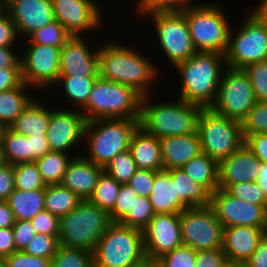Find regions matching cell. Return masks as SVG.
I'll return each instance as SVG.
<instances>
[{
  "label": "cell",
  "instance_id": "cell-1",
  "mask_svg": "<svg viewBox=\"0 0 267 267\" xmlns=\"http://www.w3.org/2000/svg\"><path fill=\"white\" fill-rule=\"evenodd\" d=\"M112 37L114 39L109 36L110 39L107 38L106 40L105 38L103 43L101 42L99 48V76L115 83L130 86L142 96L156 94L155 90L157 89L154 88H158V86L164 89L162 85L156 84H161L158 80L160 81L162 78V81L167 72L164 70L162 74L159 71L155 63V57L152 60L153 53L151 50L145 49L146 45L145 47L140 45L143 47L139 48L140 46L133 40H131L132 44L127 43V45L125 40L119 42L120 38L117 40L115 35ZM149 52L152 54L150 55Z\"/></svg>",
  "mask_w": 267,
  "mask_h": 267
},
{
  "label": "cell",
  "instance_id": "cell-2",
  "mask_svg": "<svg viewBox=\"0 0 267 267\" xmlns=\"http://www.w3.org/2000/svg\"><path fill=\"white\" fill-rule=\"evenodd\" d=\"M226 67L224 55L196 52L188 60L177 64L164 78L168 83L166 78L175 74V77H170H173V81L169 80L170 83H175L174 78L178 75L176 79H180L175 86L179 88L174 92L178 94L174 96L188 103L210 108L216 100L221 76Z\"/></svg>",
  "mask_w": 267,
  "mask_h": 267
},
{
  "label": "cell",
  "instance_id": "cell-3",
  "mask_svg": "<svg viewBox=\"0 0 267 267\" xmlns=\"http://www.w3.org/2000/svg\"><path fill=\"white\" fill-rule=\"evenodd\" d=\"M158 93L161 92L142 97L139 126L159 139L197 133V122L203 107L177 97L171 100L160 97V100Z\"/></svg>",
  "mask_w": 267,
  "mask_h": 267
},
{
  "label": "cell",
  "instance_id": "cell-4",
  "mask_svg": "<svg viewBox=\"0 0 267 267\" xmlns=\"http://www.w3.org/2000/svg\"><path fill=\"white\" fill-rule=\"evenodd\" d=\"M201 1L182 11L193 46L197 52L225 55L235 18L229 15L230 12L226 13L227 6L224 3L217 0Z\"/></svg>",
  "mask_w": 267,
  "mask_h": 267
},
{
  "label": "cell",
  "instance_id": "cell-5",
  "mask_svg": "<svg viewBox=\"0 0 267 267\" xmlns=\"http://www.w3.org/2000/svg\"><path fill=\"white\" fill-rule=\"evenodd\" d=\"M142 20L141 22L145 21L147 23L148 21L149 25L151 24L152 26L147 28L150 29L147 36L150 34L151 40L155 38V41L152 40L153 43L151 45L153 44L152 47L159 48L156 54H153L155 57L158 56L156 61L159 59V53L161 52L162 57L159 60L162 59L163 62H156L161 73H163L164 68H170L169 70H171L197 52L193 46L188 24L182 12L155 13L144 17ZM151 35L154 36L151 37ZM164 62L166 66H163Z\"/></svg>",
  "mask_w": 267,
  "mask_h": 267
},
{
  "label": "cell",
  "instance_id": "cell-6",
  "mask_svg": "<svg viewBox=\"0 0 267 267\" xmlns=\"http://www.w3.org/2000/svg\"><path fill=\"white\" fill-rule=\"evenodd\" d=\"M139 119H94L86 122L83 150L87 160L105 167L118 154L129 150ZM85 150V151H84Z\"/></svg>",
  "mask_w": 267,
  "mask_h": 267
},
{
  "label": "cell",
  "instance_id": "cell-7",
  "mask_svg": "<svg viewBox=\"0 0 267 267\" xmlns=\"http://www.w3.org/2000/svg\"><path fill=\"white\" fill-rule=\"evenodd\" d=\"M95 267H138L147 262L143 230L112 222L92 252Z\"/></svg>",
  "mask_w": 267,
  "mask_h": 267
},
{
  "label": "cell",
  "instance_id": "cell-8",
  "mask_svg": "<svg viewBox=\"0 0 267 267\" xmlns=\"http://www.w3.org/2000/svg\"><path fill=\"white\" fill-rule=\"evenodd\" d=\"M142 95L134 88L97 77L87 104L80 110L86 121L139 119Z\"/></svg>",
  "mask_w": 267,
  "mask_h": 267
},
{
  "label": "cell",
  "instance_id": "cell-9",
  "mask_svg": "<svg viewBox=\"0 0 267 267\" xmlns=\"http://www.w3.org/2000/svg\"><path fill=\"white\" fill-rule=\"evenodd\" d=\"M111 223L107 211L82 200L76 208L59 218V245L93 252Z\"/></svg>",
  "mask_w": 267,
  "mask_h": 267
},
{
  "label": "cell",
  "instance_id": "cell-10",
  "mask_svg": "<svg viewBox=\"0 0 267 267\" xmlns=\"http://www.w3.org/2000/svg\"><path fill=\"white\" fill-rule=\"evenodd\" d=\"M201 150L218 163L229 157L243 143L241 123L203 108L197 122Z\"/></svg>",
  "mask_w": 267,
  "mask_h": 267
},
{
  "label": "cell",
  "instance_id": "cell-11",
  "mask_svg": "<svg viewBox=\"0 0 267 267\" xmlns=\"http://www.w3.org/2000/svg\"><path fill=\"white\" fill-rule=\"evenodd\" d=\"M247 12L236 28L232 25L224 55L227 67L244 69L250 64L267 59V30Z\"/></svg>",
  "mask_w": 267,
  "mask_h": 267
},
{
  "label": "cell",
  "instance_id": "cell-12",
  "mask_svg": "<svg viewBox=\"0 0 267 267\" xmlns=\"http://www.w3.org/2000/svg\"><path fill=\"white\" fill-rule=\"evenodd\" d=\"M253 88L244 69L226 67L216 100L210 109L218 115L242 122L256 103Z\"/></svg>",
  "mask_w": 267,
  "mask_h": 267
},
{
  "label": "cell",
  "instance_id": "cell-13",
  "mask_svg": "<svg viewBox=\"0 0 267 267\" xmlns=\"http://www.w3.org/2000/svg\"><path fill=\"white\" fill-rule=\"evenodd\" d=\"M60 51L59 47L20 43L23 82L46 94L59 78Z\"/></svg>",
  "mask_w": 267,
  "mask_h": 267
},
{
  "label": "cell",
  "instance_id": "cell-14",
  "mask_svg": "<svg viewBox=\"0 0 267 267\" xmlns=\"http://www.w3.org/2000/svg\"><path fill=\"white\" fill-rule=\"evenodd\" d=\"M100 1L52 0L55 20H58L71 36H95L104 33L107 22L104 19L109 17H105L106 10L100 3L108 2Z\"/></svg>",
  "mask_w": 267,
  "mask_h": 267
},
{
  "label": "cell",
  "instance_id": "cell-15",
  "mask_svg": "<svg viewBox=\"0 0 267 267\" xmlns=\"http://www.w3.org/2000/svg\"><path fill=\"white\" fill-rule=\"evenodd\" d=\"M182 245L195 251L221 249L224 227L212 207H190L180 213Z\"/></svg>",
  "mask_w": 267,
  "mask_h": 267
},
{
  "label": "cell",
  "instance_id": "cell-16",
  "mask_svg": "<svg viewBox=\"0 0 267 267\" xmlns=\"http://www.w3.org/2000/svg\"><path fill=\"white\" fill-rule=\"evenodd\" d=\"M84 114L78 109H66L56 106L51 118L46 138L51 151L65 152L74 156L81 155L86 125ZM81 146V147H80Z\"/></svg>",
  "mask_w": 267,
  "mask_h": 267
},
{
  "label": "cell",
  "instance_id": "cell-17",
  "mask_svg": "<svg viewBox=\"0 0 267 267\" xmlns=\"http://www.w3.org/2000/svg\"><path fill=\"white\" fill-rule=\"evenodd\" d=\"M106 32L108 34L104 37L100 36L104 33L96 35L97 38L99 37L98 41L92 39L95 36H71L61 47L59 75L98 77L99 48L102 42L100 40L109 36V31Z\"/></svg>",
  "mask_w": 267,
  "mask_h": 267
},
{
  "label": "cell",
  "instance_id": "cell-18",
  "mask_svg": "<svg viewBox=\"0 0 267 267\" xmlns=\"http://www.w3.org/2000/svg\"><path fill=\"white\" fill-rule=\"evenodd\" d=\"M210 206L224 228L245 225L267 229V206L237 199L225 189L211 194Z\"/></svg>",
  "mask_w": 267,
  "mask_h": 267
},
{
  "label": "cell",
  "instance_id": "cell-19",
  "mask_svg": "<svg viewBox=\"0 0 267 267\" xmlns=\"http://www.w3.org/2000/svg\"><path fill=\"white\" fill-rule=\"evenodd\" d=\"M147 261L155 262L182 245L180 213L155 214L143 229Z\"/></svg>",
  "mask_w": 267,
  "mask_h": 267
},
{
  "label": "cell",
  "instance_id": "cell-20",
  "mask_svg": "<svg viewBox=\"0 0 267 267\" xmlns=\"http://www.w3.org/2000/svg\"><path fill=\"white\" fill-rule=\"evenodd\" d=\"M20 40L55 20L52 0H15L6 7Z\"/></svg>",
  "mask_w": 267,
  "mask_h": 267
},
{
  "label": "cell",
  "instance_id": "cell-21",
  "mask_svg": "<svg viewBox=\"0 0 267 267\" xmlns=\"http://www.w3.org/2000/svg\"><path fill=\"white\" fill-rule=\"evenodd\" d=\"M261 161L243 143L229 157L219 162L218 187L226 189L230 184L256 182Z\"/></svg>",
  "mask_w": 267,
  "mask_h": 267
},
{
  "label": "cell",
  "instance_id": "cell-22",
  "mask_svg": "<svg viewBox=\"0 0 267 267\" xmlns=\"http://www.w3.org/2000/svg\"><path fill=\"white\" fill-rule=\"evenodd\" d=\"M96 79L97 77L59 75L57 82L46 95L58 107L81 110L89 100Z\"/></svg>",
  "mask_w": 267,
  "mask_h": 267
},
{
  "label": "cell",
  "instance_id": "cell-23",
  "mask_svg": "<svg viewBox=\"0 0 267 267\" xmlns=\"http://www.w3.org/2000/svg\"><path fill=\"white\" fill-rule=\"evenodd\" d=\"M267 229L252 226H229L223 230L222 249L229 262L245 263L256 250Z\"/></svg>",
  "mask_w": 267,
  "mask_h": 267
},
{
  "label": "cell",
  "instance_id": "cell-24",
  "mask_svg": "<svg viewBox=\"0 0 267 267\" xmlns=\"http://www.w3.org/2000/svg\"><path fill=\"white\" fill-rule=\"evenodd\" d=\"M104 167L87 160L82 155L69 162L61 185L76 193L82 200H88L98 183Z\"/></svg>",
  "mask_w": 267,
  "mask_h": 267
},
{
  "label": "cell",
  "instance_id": "cell-25",
  "mask_svg": "<svg viewBox=\"0 0 267 267\" xmlns=\"http://www.w3.org/2000/svg\"><path fill=\"white\" fill-rule=\"evenodd\" d=\"M55 107L56 105L46 94H38L9 128L15 133L26 136L46 135L51 111Z\"/></svg>",
  "mask_w": 267,
  "mask_h": 267
},
{
  "label": "cell",
  "instance_id": "cell-26",
  "mask_svg": "<svg viewBox=\"0 0 267 267\" xmlns=\"http://www.w3.org/2000/svg\"><path fill=\"white\" fill-rule=\"evenodd\" d=\"M163 170L182 168L200 153L201 143L198 133L160 138Z\"/></svg>",
  "mask_w": 267,
  "mask_h": 267
},
{
  "label": "cell",
  "instance_id": "cell-27",
  "mask_svg": "<svg viewBox=\"0 0 267 267\" xmlns=\"http://www.w3.org/2000/svg\"><path fill=\"white\" fill-rule=\"evenodd\" d=\"M129 151L138 169L163 170L160 139L148 134L140 126L131 137Z\"/></svg>",
  "mask_w": 267,
  "mask_h": 267
},
{
  "label": "cell",
  "instance_id": "cell-28",
  "mask_svg": "<svg viewBox=\"0 0 267 267\" xmlns=\"http://www.w3.org/2000/svg\"><path fill=\"white\" fill-rule=\"evenodd\" d=\"M155 214L181 213L187 207L176 196L175 181L168 170L158 171L148 197Z\"/></svg>",
  "mask_w": 267,
  "mask_h": 267
},
{
  "label": "cell",
  "instance_id": "cell-29",
  "mask_svg": "<svg viewBox=\"0 0 267 267\" xmlns=\"http://www.w3.org/2000/svg\"><path fill=\"white\" fill-rule=\"evenodd\" d=\"M37 94L34 88L25 83L18 88L1 91L0 120L9 127Z\"/></svg>",
  "mask_w": 267,
  "mask_h": 267
},
{
  "label": "cell",
  "instance_id": "cell-30",
  "mask_svg": "<svg viewBox=\"0 0 267 267\" xmlns=\"http://www.w3.org/2000/svg\"><path fill=\"white\" fill-rule=\"evenodd\" d=\"M175 181L176 196L187 207H206L210 205L211 194L193 181L182 168L168 170Z\"/></svg>",
  "mask_w": 267,
  "mask_h": 267
},
{
  "label": "cell",
  "instance_id": "cell-31",
  "mask_svg": "<svg viewBox=\"0 0 267 267\" xmlns=\"http://www.w3.org/2000/svg\"><path fill=\"white\" fill-rule=\"evenodd\" d=\"M45 189H14L6 200L16 220H31L44 209Z\"/></svg>",
  "mask_w": 267,
  "mask_h": 267
},
{
  "label": "cell",
  "instance_id": "cell-32",
  "mask_svg": "<svg viewBox=\"0 0 267 267\" xmlns=\"http://www.w3.org/2000/svg\"><path fill=\"white\" fill-rule=\"evenodd\" d=\"M218 168L219 163L203 152L182 167L193 181L203 186L210 194L219 188Z\"/></svg>",
  "mask_w": 267,
  "mask_h": 267
},
{
  "label": "cell",
  "instance_id": "cell-33",
  "mask_svg": "<svg viewBox=\"0 0 267 267\" xmlns=\"http://www.w3.org/2000/svg\"><path fill=\"white\" fill-rule=\"evenodd\" d=\"M81 201L76 193L61 184H49L45 188L44 209L58 218L68 214Z\"/></svg>",
  "mask_w": 267,
  "mask_h": 267
},
{
  "label": "cell",
  "instance_id": "cell-34",
  "mask_svg": "<svg viewBox=\"0 0 267 267\" xmlns=\"http://www.w3.org/2000/svg\"><path fill=\"white\" fill-rule=\"evenodd\" d=\"M75 157L65 152L50 151L34 161L46 185L60 184L69 162Z\"/></svg>",
  "mask_w": 267,
  "mask_h": 267
},
{
  "label": "cell",
  "instance_id": "cell-35",
  "mask_svg": "<svg viewBox=\"0 0 267 267\" xmlns=\"http://www.w3.org/2000/svg\"><path fill=\"white\" fill-rule=\"evenodd\" d=\"M132 4L133 17L142 21L144 17L155 13L182 12L189 6L197 4L200 0H134ZM141 18V19H140Z\"/></svg>",
  "mask_w": 267,
  "mask_h": 267
},
{
  "label": "cell",
  "instance_id": "cell-36",
  "mask_svg": "<svg viewBox=\"0 0 267 267\" xmlns=\"http://www.w3.org/2000/svg\"><path fill=\"white\" fill-rule=\"evenodd\" d=\"M2 148L7 163H31V146L28 136L7 129L2 141Z\"/></svg>",
  "mask_w": 267,
  "mask_h": 267
},
{
  "label": "cell",
  "instance_id": "cell-37",
  "mask_svg": "<svg viewBox=\"0 0 267 267\" xmlns=\"http://www.w3.org/2000/svg\"><path fill=\"white\" fill-rule=\"evenodd\" d=\"M120 186L121 183L104 171L88 201L109 213L114 208Z\"/></svg>",
  "mask_w": 267,
  "mask_h": 267
},
{
  "label": "cell",
  "instance_id": "cell-38",
  "mask_svg": "<svg viewBox=\"0 0 267 267\" xmlns=\"http://www.w3.org/2000/svg\"><path fill=\"white\" fill-rule=\"evenodd\" d=\"M70 37L71 35L60 22L54 20L50 24L32 32L26 39L21 40V43H34L61 48Z\"/></svg>",
  "mask_w": 267,
  "mask_h": 267
},
{
  "label": "cell",
  "instance_id": "cell-39",
  "mask_svg": "<svg viewBox=\"0 0 267 267\" xmlns=\"http://www.w3.org/2000/svg\"><path fill=\"white\" fill-rule=\"evenodd\" d=\"M51 267H95L92 252L66 248L59 245L56 254L51 259Z\"/></svg>",
  "mask_w": 267,
  "mask_h": 267
},
{
  "label": "cell",
  "instance_id": "cell-40",
  "mask_svg": "<svg viewBox=\"0 0 267 267\" xmlns=\"http://www.w3.org/2000/svg\"><path fill=\"white\" fill-rule=\"evenodd\" d=\"M154 216L155 212L149 198L137 196L132 207L118 223L143 230Z\"/></svg>",
  "mask_w": 267,
  "mask_h": 267
},
{
  "label": "cell",
  "instance_id": "cell-41",
  "mask_svg": "<svg viewBox=\"0 0 267 267\" xmlns=\"http://www.w3.org/2000/svg\"><path fill=\"white\" fill-rule=\"evenodd\" d=\"M15 174V188L28 191L45 189L46 183L43 181L41 173L37 169L34 162L19 163L13 165Z\"/></svg>",
  "mask_w": 267,
  "mask_h": 267
},
{
  "label": "cell",
  "instance_id": "cell-42",
  "mask_svg": "<svg viewBox=\"0 0 267 267\" xmlns=\"http://www.w3.org/2000/svg\"><path fill=\"white\" fill-rule=\"evenodd\" d=\"M137 170L129 150L118 154L104 167V171L121 184L128 183Z\"/></svg>",
  "mask_w": 267,
  "mask_h": 267
},
{
  "label": "cell",
  "instance_id": "cell-43",
  "mask_svg": "<svg viewBox=\"0 0 267 267\" xmlns=\"http://www.w3.org/2000/svg\"><path fill=\"white\" fill-rule=\"evenodd\" d=\"M243 138L267 133V101H257L241 122Z\"/></svg>",
  "mask_w": 267,
  "mask_h": 267
},
{
  "label": "cell",
  "instance_id": "cell-44",
  "mask_svg": "<svg viewBox=\"0 0 267 267\" xmlns=\"http://www.w3.org/2000/svg\"><path fill=\"white\" fill-rule=\"evenodd\" d=\"M154 263L156 267H195L196 251L189 246L181 245L164 254Z\"/></svg>",
  "mask_w": 267,
  "mask_h": 267
},
{
  "label": "cell",
  "instance_id": "cell-45",
  "mask_svg": "<svg viewBox=\"0 0 267 267\" xmlns=\"http://www.w3.org/2000/svg\"><path fill=\"white\" fill-rule=\"evenodd\" d=\"M58 247V235L37 233L24 248L23 252L28 255L49 258L51 260L56 254Z\"/></svg>",
  "mask_w": 267,
  "mask_h": 267
},
{
  "label": "cell",
  "instance_id": "cell-46",
  "mask_svg": "<svg viewBox=\"0 0 267 267\" xmlns=\"http://www.w3.org/2000/svg\"><path fill=\"white\" fill-rule=\"evenodd\" d=\"M248 74L256 101H267V59L244 68Z\"/></svg>",
  "mask_w": 267,
  "mask_h": 267
},
{
  "label": "cell",
  "instance_id": "cell-47",
  "mask_svg": "<svg viewBox=\"0 0 267 267\" xmlns=\"http://www.w3.org/2000/svg\"><path fill=\"white\" fill-rule=\"evenodd\" d=\"M225 190L237 199L261 206H267V199L257 182L230 184Z\"/></svg>",
  "mask_w": 267,
  "mask_h": 267
},
{
  "label": "cell",
  "instance_id": "cell-48",
  "mask_svg": "<svg viewBox=\"0 0 267 267\" xmlns=\"http://www.w3.org/2000/svg\"><path fill=\"white\" fill-rule=\"evenodd\" d=\"M136 198L137 194L128 183L121 184L114 208L109 212L111 221L119 222L132 207Z\"/></svg>",
  "mask_w": 267,
  "mask_h": 267
},
{
  "label": "cell",
  "instance_id": "cell-49",
  "mask_svg": "<svg viewBox=\"0 0 267 267\" xmlns=\"http://www.w3.org/2000/svg\"><path fill=\"white\" fill-rule=\"evenodd\" d=\"M5 267H51V260L15 251L5 257Z\"/></svg>",
  "mask_w": 267,
  "mask_h": 267
},
{
  "label": "cell",
  "instance_id": "cell-50",
  "mask_svg": "<svg viewBox=\"0 0 267 267\" xmlns=\"http://www.w3.org/2000/svg\"><path fill=\"white\" fill-rule=\"evenodd\" d=\"M157 172L149 169H138L128 184L134 189L137 196L149 197Z\"/></svg>",
  "mask_w": 267,
  "mask_h": 267
},
{
  "label": "cell",
  "instance_id": "cell-51",
  "mask_svg": "<svg viewBox=\"0 0 267 267\" xmlns=\"http://www.w3.org/2000/svg\"><path fill=\"white\" fill-rule=\"evenodd\" d=\"M34 226L36 233L46 235L59 234V218L51 212L43 210L30 220Z\"/></svg>",
  "mask_w": 267,
  "mask_h": 267
},
{
  "label": "cell",
  "instance_id": "cell-52",
  "mask_svg": "<svg viewBox=\"0 0 267 267\" xmlns=\"http://www.w3.org/2000/svg\"><path fill=\"white\" fill-rule=\"evenodd\" d=\"M12 229L16 251H23L37 234L32 222L29 220H16Z\"/></svg>",
  "mask_w": 267,
  "mask_h": 267
},
{
  "label": "cell",
  "instance_id": "cell-53",
  "mask_svg": "<svg viewBox=\"0 0 267 267\" xmlns=\"http://www.w3.org/2000/svg\"><path fill=\"white\" fill-rule=\"evenodd\" d=\"M228 262L222 248L196 251L195 267H224Z\"/></svg>",
  "mask_w": 267,
  "mask_h": 267
},
{
  "label": "cell",
  "instance_id": "cell-54",
  "mask_svg": "<svg viewBox=\"0 0 267 267\" xmlns=\"http://www.w3.org/2000/svg\"><path fill=\"white\" fill-rule=\"evenodd\" d=\"M20 43L14 22L7 13L4 14L0 18V47L20 46Z\"/></svg>",
  "mask_w": 267,
  "mask_h": 267
},
{
  "label": "cell",
  "instance_id": "cell-55",
  "mask_svg": "<svg viewBox=\"0 0 267 267\" xmlns=\"http://www.w3.org/2000/svg\"><path fill=\"white\" fill-rule=\"evenodd\" d=\"M21 67L0 68V92L23 84Z\"/></svg>",
  "mask_w": 267,
  "mask_h": 267
},
{
  "label": "cell",
  "instance_id": "cell-56",
  "mask_svg": "<svg viewBox=\"0 0 267 267\" xmlns=\"http://www.w3.org/2000/svg\"><path fill=\"white\" fill-rule=\"evenodd\" d=\"M15 174L13 165L6 163L0 167V200L6 201L15 189Z\"/></svg>",
  "mask_w": 267,
  "mask_h": 267
},
{
  "label": "cell",
  "instance_id": "cell-57",
  "mask_svg": "<svg viewBox=\"0 0 267 267\" xmlns=\"http://www.w3.org/2000/svg\"><path fill=\"white\" fill-rule=\"evenodd\" d=\"M244 143L259 161L267 163V133L247 136Z\"/></svg>",
  "mask_w": 267,
  "mask_h": 267
},
{
  "label": "cell",
  "instance_id": "cell-58",
  "mask_svg": "<svg viewBox=\"0 0 267 267\" xmlns=\"http://www.w3.org/2000/svg\"><path fill=\"white\" fill-rule=\"evenodd\" d=\"M244 264L246 267H267V232L260 239L254 253Z\"/></svg>",
  "mask_w": 267,
  "mask_h": 267
},
{
  "label": "cell",
  "instance_id": "cell-59",
  "mask_svg": "<svg viewBox=\"0 0 267 267\" xmlns=\"http://www.w3.org/2000/svg\"><path fill=\"white\" fill-rule=\"evenodd\" d=\"M21 67L20 46L0 47V68Z\"/></svg>",
  "mask_w": 267,
  "mask_h": 267
},
{
  "label": "cell",
  "instance_id": "cell-60",
  "mask_svg": "<svg viewBox=\"0 0 267 267\" xmlns=\"http://www.w3.org/2000/svg\"><path fill=\"white\" fill-rule=\"evenodd\" d=\"M28 140H30L31 146V162L51 151L46 135L28 136Z\"/></svg>",
  "mask_w": 267,
  "mask_h": 267
},
{
  "label": "cell",
  "instance_id": "cell-61",
  "mask_svg": "<svg viewBox=\"0 0 267 267\" xmlns=\"http://www.w3.org/2000/svg\"><path fill=\"white\" fill-rule=\"evenodd\" d=\"M16 251L13 229L0 228V256L6 257Z\"/></svg>",
  "mask_w": 267,
  "mask_h": 267
},
{
  "label": "cell",
  "instance_id": "cell-62",
  "mask_svg": "<svg viewBox=\"0 0 267 267\" xmlns=\"http://www.w3.org/2000/svg\"><path fill=\"white\" fill-rule=\"evenodd\" d=\"M16 222L14 213L7 201L0 200V228H11Z\"/></svg>",
  "mask_w": 267,
  "mask_h": 267
},
{
  "label": "cell",
  "instance_id": "cell-63",
  "mask_svg": "<svg viewBox=\"0 0 267 267\" xmlns=\"http://www.w3.org/2000/svg\"><path fill=\"white\" fill-rule=\"evenodd\" d=\"M253 9L248 11L261 23L267 30V0H258L253 5Z\"/></svg>",
  "mask_w": 267,
  "mask_h": 267
},
{
  "label": "cell",
  "instance_id": "cell-64",
  "mask_svg": "<svg viewBox=\"0 0 267 267\" xmlns=\"http://www.w3.org/2000/svg\"><path fill=\"white\" fill-rule=\"evenodd\" d=\"M256 182L259 184L260 188L264 193V196L267 199V163H260L259 173L257 174Z\"/></svg>",
  "mask_w": 267,
  "mask_h": 267
},
{
  "label": "cell",
  "instance_id": "cell-65",
  "mask_svg": "<svg viewBox=\"0 0 267 267\" xmlns=\"http://www.w3.org/2000/svg\"><path fill=\"white\" fill-rule=\"evenodd\" d=\"M9 127L0 120V145L2 144L5 133Z\"/></svg>",
  "mask_w": 267,
  "mask_h": 267
},
{
  "label": "cell",
  "instance_id": "cell-66",
  "mask_svg": "<svg viewBox=\"0 0 267 267\" xmlns=\"http://www.w3.org/2000/svg\"><path fill=\"white\" fill-rule=\"evenodd\" d=\"M6 163L7 162H6V159H5L3 148H2V145H0V167L4 166Z\"/></svg>",
  "mask_w": 267,
  "mask_h": 267
},
{
  "label": "cell",
  "instance_id": "cell-67",
  "mask_svg": "<svg viewBox=\"0 0 267 267\" xmlns=\"http://www.w3.org/2000/svg\"><path fill=\"white\" fill-rule=\"evenodd\" d=\"M224 267H246L244 263L228 262Z\"/></svg>",
  "mask_w": 267,
  "mask_h": 267
},
{
  "label": "cell",
  "instance_id": "cell-68",
  "mask_svg": "<svg viewBox=\"0 0 267 267\" xmlns=\"http://www.w3.org/2000/svg\"><path fill=\"white\" fill-rule=\"evenodd\" d=\"M6 14V6L3 4V2L0 0V18Z\"/></svg>",
  "mask_w": 267,
  "mask_h": 267
},
{
  "label": "cell",
  "instance_id": "cell-69",
  "mask_svg": "<svg viewBox=\"0 0 267 267\" xmlns=\"http://www.w3.org/2000/svg\"><path fill=\"white\" fill-rule=\"evenodd\" d=\"M138 267H152V262L147 261V262H145L144 264H142V265H140Z\"/></svg>",
  "mask_w": 267,
  "mask_h": 267
},
{
  "label": "cell",
  "instance_id": "cell-70",
  "mask_svg": "<svg viewBox=\"0 0 267 267\" xmlns=\"http://www.w3.org/2000/svg\"><path fill=\"white\" fill-rule=\"evenodd\" d=\"M0 267H5V257L0 256Z\"/></svg>",
  "mask_w": 267,
  "mask_h": 267
},
{
  "label": "cell",
  "instance_id": "cell-71",
  "mask_svg": "<svg viewBox=\"0 0 267 267\" xmlns=\"http://www.w3.org/2000/svg\"><path fill=\"white\" fill-rule=\"evenodd\" d=\"M3 4L7 7L9 4H11L15 0H1Z\"/></svg>",
  "mask_w": 267,
  "mask_h": 267
},
{
  "label": "cell",
  "instance_id": "cell-72",
  "mask_svg": "<svg viewBox=\"0 0 267 267\" xmlns=\"http://www.w3.org/2000/svg\"><path fill=\"white\" fill-rule=\"evenodd\" d=\"M152 267H156V265H155V263H154V262H152Z\"/></svg>",
  "mask_w": 267,
  "mask_h": 267
}]
</instances>
